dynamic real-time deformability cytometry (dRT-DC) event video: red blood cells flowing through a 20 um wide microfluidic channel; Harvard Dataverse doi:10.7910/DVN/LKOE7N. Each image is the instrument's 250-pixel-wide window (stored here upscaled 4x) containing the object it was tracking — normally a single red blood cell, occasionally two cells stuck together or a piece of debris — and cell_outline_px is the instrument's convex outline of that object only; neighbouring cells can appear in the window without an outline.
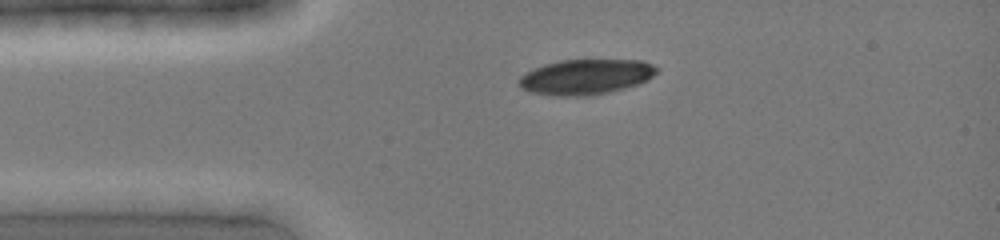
{"species": "common noctule bat (a hibernating species)", "species_latin": "Nyctalus noctula", "temperature_condition": "cold", "stored_images_in_passage": 2, "camera_frame_rate_fps": 3000, "um_per_image_px": 0.085, "animal": {"sex": "female", "body_mass_g": 19.0, "forearm_length_mm": 51.5}, "frame": {"image": 1, "passage_image": 1, "time_ms": 0.0, "image_size_px": [1000, 240], "cell_outline_px": [[660, 68], [648, 80], [624, 88], [592, 96], [556, 96], [528, 92], [520, 88], [516, 84], [516, 80], [520, 76], [544, 64], [560, 60], [640, 60], [652, 64]], "centroid_in_image_um": [49.75, 6.54], "position_along_channel_um": 35.3, "area_um2": 28.5}}